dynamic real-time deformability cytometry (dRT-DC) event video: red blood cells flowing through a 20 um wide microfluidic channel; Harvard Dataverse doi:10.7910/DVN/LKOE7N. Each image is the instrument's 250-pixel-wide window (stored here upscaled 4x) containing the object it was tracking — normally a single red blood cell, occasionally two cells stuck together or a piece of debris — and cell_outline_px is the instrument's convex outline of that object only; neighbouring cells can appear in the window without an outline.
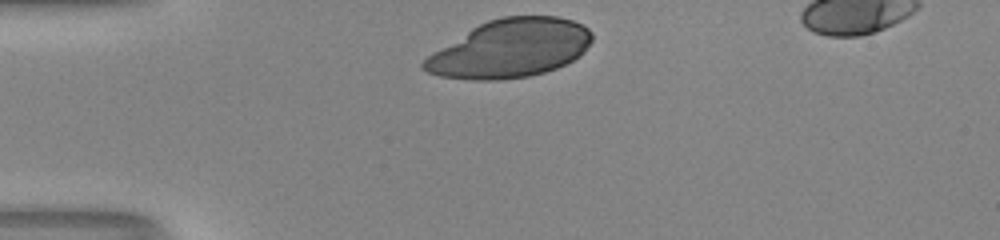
{"species": "human", "species_latin": "Homo sapiens", "temperature_condition": "room temperature", "stored_images_in_passage": 29, "camera_frame_rate_fps": 3000, "um_per_image_px": 0.085, "donor": {"sex": "male"}, "frame": {"image": 1, "passage_image": 1, "time_ms": 0.0, "image_size_px": [1000, 240], "cell_outline_px": [[592, 40], [580, 56], [556, 68], [544, 72], [528, 76], [500, 80], [472, 80], [440, 76], [428, 72], [420, 68], [420, 64], [432, 52], [472, 28], [488, 20], [504, 16], [560, 16], [572, 20], [588, 28], [592, 32]], "centroid_in_image_um": [43.35, 4.13], "position_along_channel_um": 41.6, "area_um2": 56.88}}